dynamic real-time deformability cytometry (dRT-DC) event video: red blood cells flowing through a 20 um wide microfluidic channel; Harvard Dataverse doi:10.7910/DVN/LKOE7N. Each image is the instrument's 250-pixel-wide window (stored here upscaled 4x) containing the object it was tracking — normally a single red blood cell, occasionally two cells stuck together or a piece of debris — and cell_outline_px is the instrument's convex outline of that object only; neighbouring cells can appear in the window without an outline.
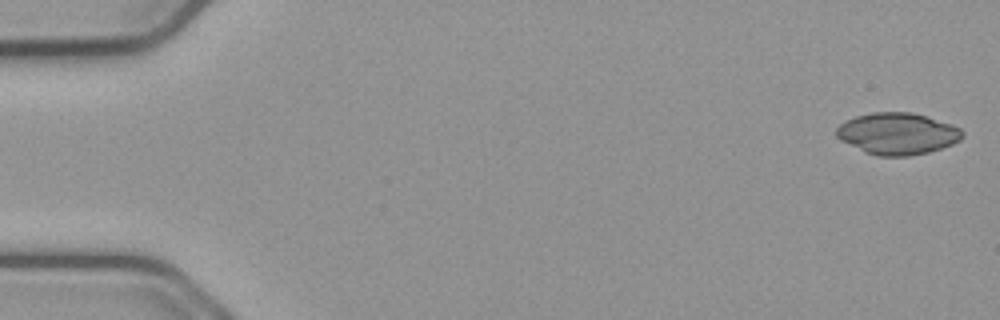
{"species": "common noctule bat (a hibernating species)", "species_latin": "Nyctalus noctula", "temperature_condition": "cold", "stored_images_in_passage": 54, "camera_frame_rate_fps": 3000, "um_per_image_px": 0.085, "animal": {"sex": "male", "body_mass_g": 23.1, "forearm_length_mm": 52.7}, "frame": {"image": 1, "passage_image": 1, "time_ms": 0.0, "image_size_px": [1000, 320], "cell_outline_px": [[964, 136], [960, 140], [952, 144], [928, 152], [908, 156], [876, 156], [864, 152], [840, 140], [836, 136], [836, 128], [840, 124], [856, 116], [872, 112], [912, 112], [952, 124], [960, 128], [964, 132]], "centroid_in_image_um": [76.28, 11.36], "position_along_channel_um": 8.7, "area_um2": 30.63}}